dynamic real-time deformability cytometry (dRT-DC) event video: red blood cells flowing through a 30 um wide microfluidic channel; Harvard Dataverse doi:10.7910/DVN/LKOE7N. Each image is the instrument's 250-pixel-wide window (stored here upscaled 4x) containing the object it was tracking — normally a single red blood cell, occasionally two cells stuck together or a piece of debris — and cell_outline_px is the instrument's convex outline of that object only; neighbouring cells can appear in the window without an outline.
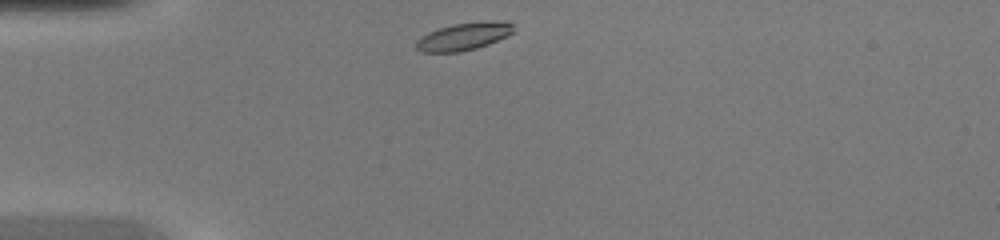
{"species": "common noctule bat (a hibernating species)", "species_latin": "Nyctalus noctula", "temperature_condition": "warm", "stored_images_in_passage": 35, "camera_frame_rate_fps": 3000, "um_per_image_px": 0.085, "animal": {"sex": "female", "body_mass_g": 20.0, "forearm_length_mm": 54.0}, "frame": {"image": 1, "passage_image": 1, "time_ms": 0.0, "image_size_px": [1000, 240], "cell_outline_px": [[512, 32], [508, 36], [488, 44], [476, 48], [460, 52], [420, 52], [416, 48], [416, 40], [420, 36], [428, 32], [452, 24], [512, 24]], "centroid_in_image_um": [39.25, 3.17], "position_along_channel_um": 45.7, "area_um2": 14.68}}
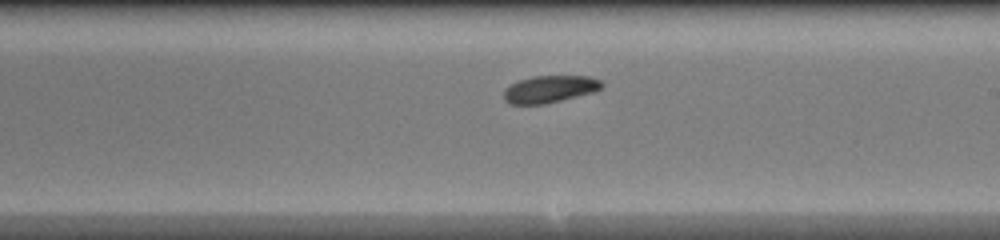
{"frame": {"image": 2, "passage_image": 16, "time_ms": 5.0, "image_size_px": [1000, 240], "cell_outline_px": [[604, 84], [600, 88], [592, 92], [544, 104], [508, 104], [504, 100], [504, 88], [520, 80], [532, 76], [588, 76], [600, 80]], "centroid_in_image_um": [46.69, 7.57], "position_along_channel_um": 242.3, "area_um2": 15.32}}
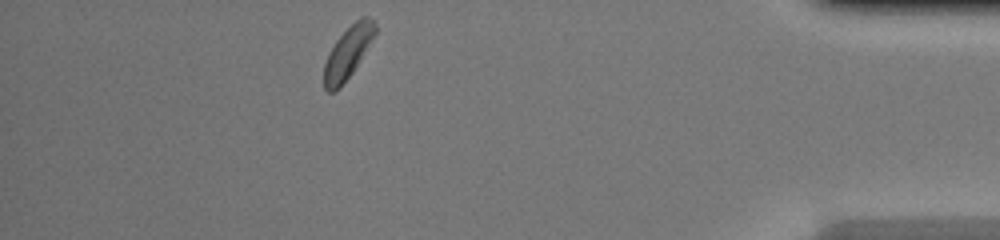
{"frame": {"image": 3, "passage_image": 30, "time_ms": 9.667, "image_size_px": [1000, 240], "cell_outline_px": [[376, 32], [352, 72], [340, 88], [336, 92], [328, 92], [324, 88], [324, 64], [328, 52], [336, 40], [360, 16], [368, 16], [376, 24]], "centroid_in_image_um": [29.54, 4.48], "position_along_channel_um": 405.7, "area_um2": 15.2}}